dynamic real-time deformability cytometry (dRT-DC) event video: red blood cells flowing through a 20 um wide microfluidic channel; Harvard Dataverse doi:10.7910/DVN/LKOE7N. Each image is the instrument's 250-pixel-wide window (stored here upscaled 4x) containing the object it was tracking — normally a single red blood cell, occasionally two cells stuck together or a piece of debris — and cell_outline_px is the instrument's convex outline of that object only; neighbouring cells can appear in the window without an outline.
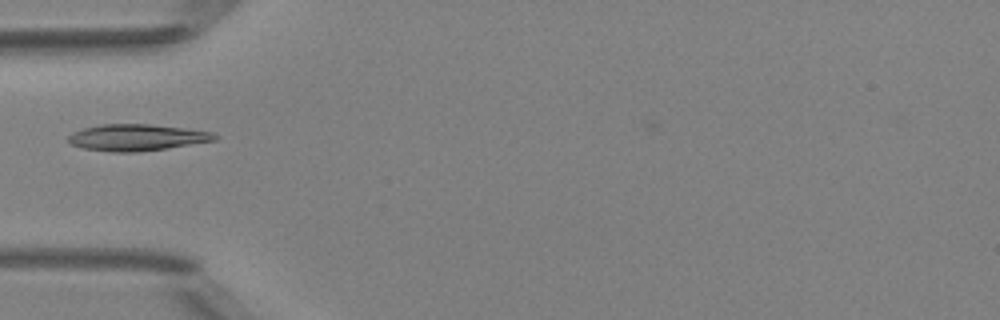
{"species": "Egyptian fruit bat (a non-hibernating species)", "species_latin": "Rousettus aegyptiacus", "temperature_condition": "room temperature", "stored_images_in_passage": 2, "camera_frame_rate_fps": 3000, "um_per_image_px": 0.085, "animal": {"sex": "female"}, "frame": {"image": 1, "passage_image": 2, "time_ms": 1.333, "image_size_px": [1000, 320], "cell_outline_px": [[220, 136], [216, 140], [164, 148], [136, 152], [112, 152], [84, 148], [72, 144], [68, 140], [68, 136], [72, 132], [84, 128], [100, 124], [152, 124], [184, 128], [212, 132]], "centroid_in_image_um": [11.62, 11.67], "position_along_channel_um": 73.4, "area_um2": 22.43}}